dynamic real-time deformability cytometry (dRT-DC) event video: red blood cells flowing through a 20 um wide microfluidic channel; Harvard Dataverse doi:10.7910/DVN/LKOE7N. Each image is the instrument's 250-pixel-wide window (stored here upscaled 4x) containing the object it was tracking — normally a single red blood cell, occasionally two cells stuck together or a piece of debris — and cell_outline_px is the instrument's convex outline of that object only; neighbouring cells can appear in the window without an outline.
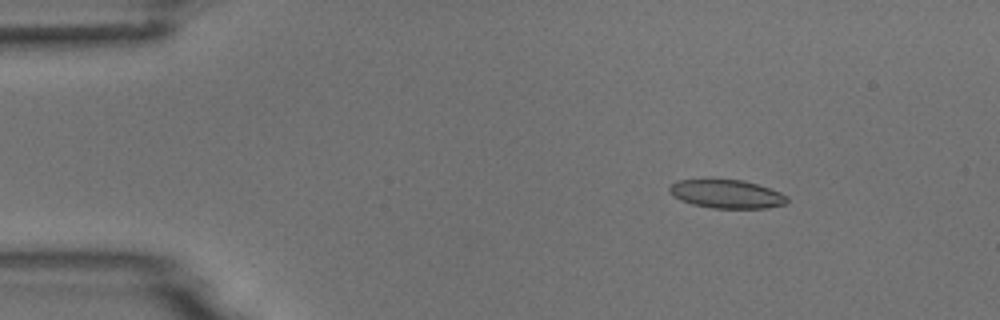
{"species": "common noctule bat (a hibernating species)", "species_latin": "Nyctalus noctula", "temperature_condition": "room temperature", "stored_images_in_passage": 5, "camera_frame_rate_fps": 3000, "um_per_image_px": 0.085, "animal": {"sex": "male", "body_mass_g": 18.8}, "frame": {"image": 1, "passage_image": 3, "time_ms": 2.333, "image_size_px": [1000, 320], "cell_outline_px": [[788, 200], [784, 204], [768, 208], [712, 208], [692, 204], [680, 200], [672, 196], [668, 192], [668, 188], [676, 180], [744, 180], [780, 192], [788, 196]], "centroid_in_image_um": [61.74, 16.5], "position_along_channel_um": 23.3, "area_um2": 19.48}}